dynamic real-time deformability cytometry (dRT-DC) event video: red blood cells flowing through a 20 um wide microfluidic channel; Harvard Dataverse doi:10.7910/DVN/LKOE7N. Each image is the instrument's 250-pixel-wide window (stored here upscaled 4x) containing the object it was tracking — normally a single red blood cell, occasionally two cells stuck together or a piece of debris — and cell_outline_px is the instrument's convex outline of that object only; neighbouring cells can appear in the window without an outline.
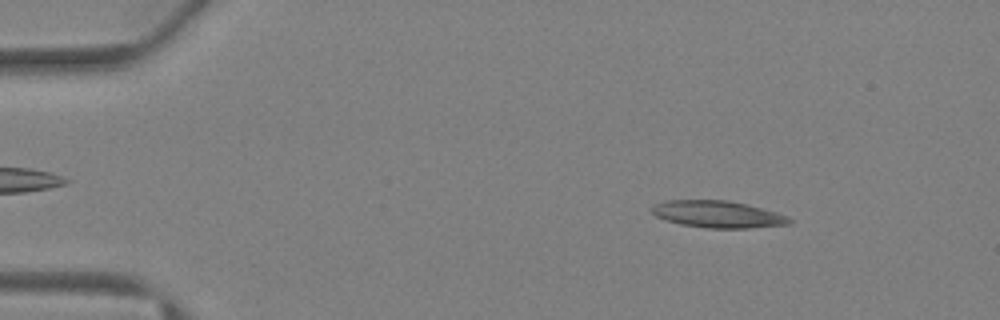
{"species": "Egyptian fruit bat (a non-hibernating species)", "species_latin": "Rousettus aegyptiacus", "temperature_condition": "warm", "stored_images_in_passage": 40, "camera_frame_rate_fps": 3000, "um_per_image_px": 0.085, "animal": {"sex": "female"}, "frame": {"image": 1, "passage_image": 5, "time_ms": 1.333, "image_size_px": [1000, 320], "cell_outline_px": [[792, 220], [788, 224], [748, 228], [708, 228], [680, 224], [664, 220], [656, 216], [652, 212], [652, 208], [656, 204], [664, 200], [728, 200], [748, 204], [776, 212], [788, 216]], "centroid_in_image_um": [61.0, 18.21], "position_along_channel_um": 24.0, "area_um2": 21.56}}
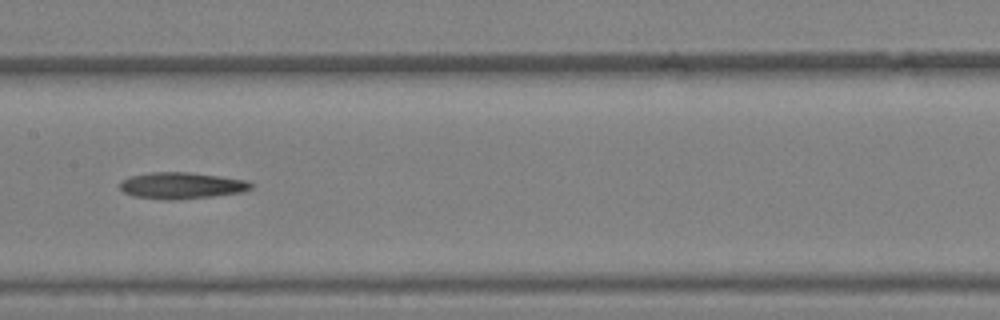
{"frame": {"image": 2, "passage_image": 20, "time_ms": 6.333, "image_size_px": [1000, 320], "cell_outline_px": [[256, 184], [252, 188], [244, 192], [212, 196], [172, 200], [164, 200], [136, 196], [124, 192], [120, 188], [120, 180], [128, 176], [148, 172], [188, 172], [220, 176], [248, 180]], "centroid_in_image_um": [15.46, 15.76], "position_along_channel_um": 191.9, "area_um2": 20.46}}
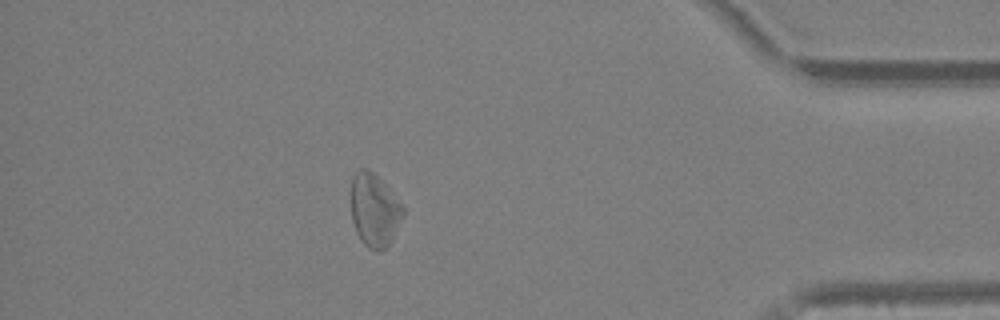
{"frame": {"image": 3, "passage_image": 35, "time_ms": 11.333, "image_size_px": [1000, 320], "cell_outline_px": [[404, 212], [392, 240], [380, 252], [368, 248], [360, 240], [356, 232], [352, 220], [352, 176], [360, 168], [368, 168], [404, 204]], "centroid_in_image_um": [31.83, 17.87], "position_along_channel_um": 403.4, "area_um2": 22.02}}